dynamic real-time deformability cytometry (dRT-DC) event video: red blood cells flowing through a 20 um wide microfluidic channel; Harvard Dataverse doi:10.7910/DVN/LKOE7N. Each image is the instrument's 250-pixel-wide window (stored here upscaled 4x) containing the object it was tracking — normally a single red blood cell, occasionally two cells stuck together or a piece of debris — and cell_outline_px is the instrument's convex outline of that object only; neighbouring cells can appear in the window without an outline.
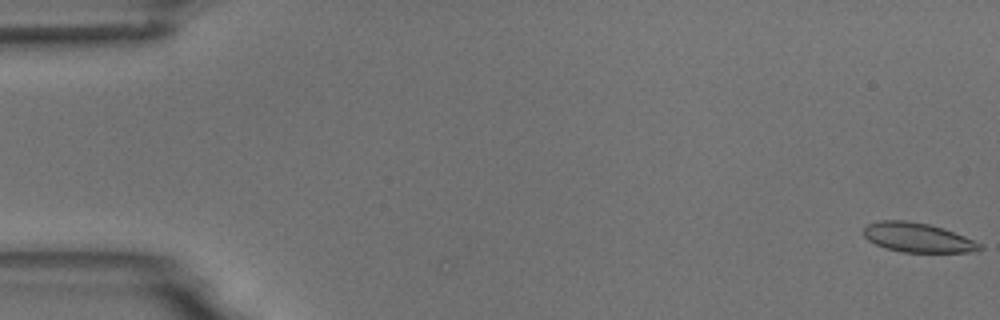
{"species": "common noctule bat (a hibernating species)", "species_latin": "Nyctalus noctula", "temperature_condition": "room temperature", "stored_images_in_passage": 5, "camera_frame_rate_fps": 3000, "um_per_image_px": 0.085, "animal": {"sex": "male", "body_mass_g": 18.8}, "frame": {"image": 1, "passage_image": 1, "time_ms": 0.0, "image_size_px": [1000, 320], "cell_outline_px": [[984, 248], [976, 252], [900, 252], [884, 248], [868, 240], [864, 236], [864, 228], [868, 224], [880, 220], [904, 220], [928, 224], [944, 228], [984, 244]], "centroid_in_image_um": [78.04, 20.2], "position_along_channel_um": 7.0, "area_um2": 20.06}}
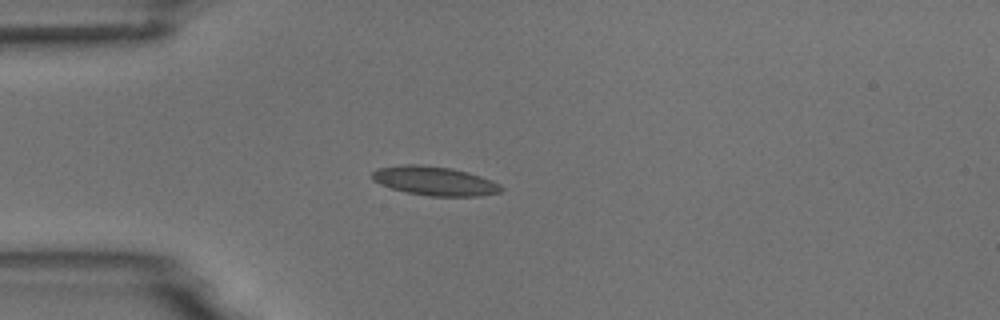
{"frame": {"image": 2, "passage_image": 5, "time_ms": 4.667, "image_size_px": [1000, 320], "cell_outline_px": [[504, 188], [500, 192], [480, 196], [428, 196], [408, 192], [392, 188], [380, 184], [372, 180], [372, 172], [376, 168], [400, 164], [420, 164], [452, 168], [468, 172], [492, 180], [500, 184]], "centroid_in_image_um": [36.93, 15.37], "position_along_channel_um": 48.1, "area_um2": 21.96}}